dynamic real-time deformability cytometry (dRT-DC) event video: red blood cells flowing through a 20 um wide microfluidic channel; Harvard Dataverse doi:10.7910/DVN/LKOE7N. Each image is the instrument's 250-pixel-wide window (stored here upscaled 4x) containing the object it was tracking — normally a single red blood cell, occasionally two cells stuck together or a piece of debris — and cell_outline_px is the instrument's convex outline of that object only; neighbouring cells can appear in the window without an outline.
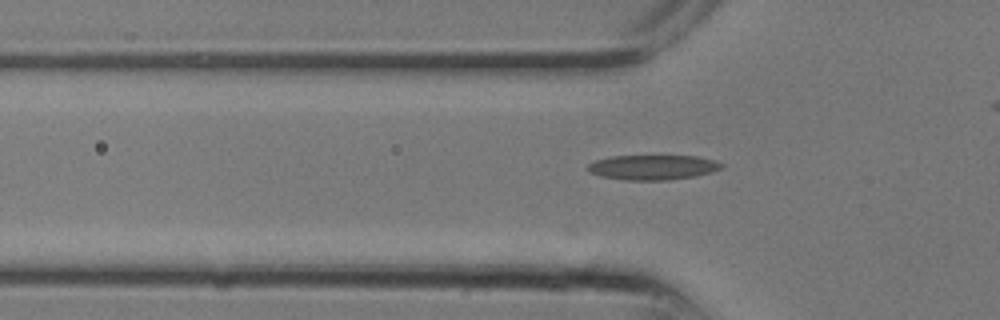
{"species": "common noctule bat (a hibernating species)", "species_latin": "Nyctalus noctula", "temperature_condition": "room temperature", "stored_images_in_passage": 5, "segment_of_instrument_passage": [1, 2], "camera_frame_rate_fps": 3000, "um_per_image_px": 0.085, "animal": {"sex": "male", "body_mass_g": 13.3}, "frame": {"image": 1, "passage_image": 3, "time_ms": 0.667, "image_size_px": [1000, 320], "cell_outline_px": [[724, 168], [712, 172], [696, 176], [668, 180], [624, 180], [600, 176], [588, 172], [584, 168], [588, 164], [596, 160], [612, 156], [696, 156], [712, 160], [724, 164]], "centroid_in_image_um": [55.46, 14.23], "position_along_channel_um": 70.3, "area_um2": 19.54}}